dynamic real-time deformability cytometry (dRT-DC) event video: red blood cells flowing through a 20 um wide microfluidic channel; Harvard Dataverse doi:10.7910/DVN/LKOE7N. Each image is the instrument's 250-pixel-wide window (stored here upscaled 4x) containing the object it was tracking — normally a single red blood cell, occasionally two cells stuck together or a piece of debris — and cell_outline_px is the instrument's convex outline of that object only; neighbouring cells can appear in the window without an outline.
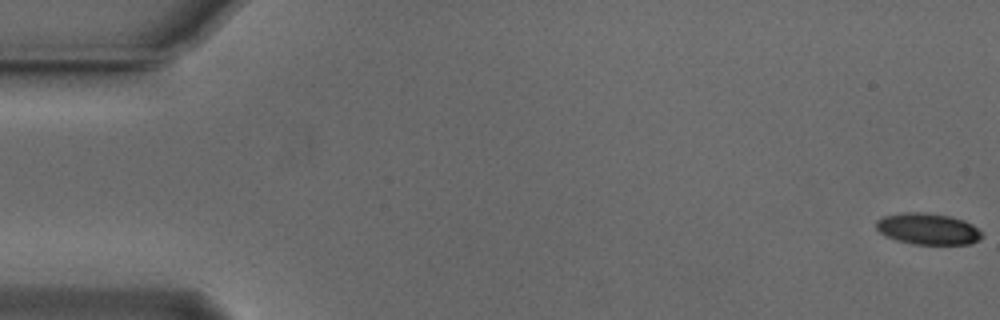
{"species": "Egyptian fruit bat (a non-hibernating species)", "species_latin": "Rousettus aegyptiacus", "temperature_condition": "cold", "stored_images_in_passage": 48, "camera_frame_rate_fps": 3000, "um_per_image_px": 0.085, "animal": {"sex": "male"}, "frame": {"image": 1, "passage_image": 1, "time_ms": 0.0, "image_size_px": [1000, 320], "cell_outline_px": [[980, 236], [976, 240], [968, 244], [912, 244], [896, 240], [884, 236], [876, 228], [876, 220], [884, 216], [904, 212], [924, 212], [952, 216], [964, 220], [972, 224], [980, 232]], "centroid_in_image_um": [78.81, 19.44], "position_along_channel_um": 6.2, "area_um2": 19.25}}
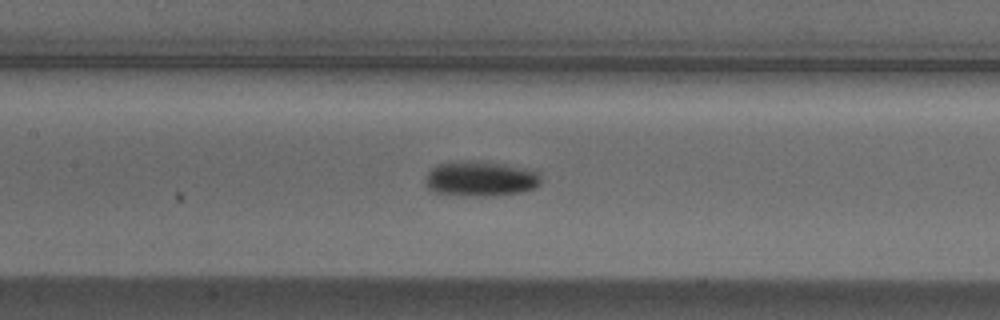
{"frame": {"image": 2, "passage_image": 26, "time_ms": 8.333, "image_size_px": [1000, 320], "cell_outline_px": [[540, 184], [536, 188], [520, 192], [492, 196], [476, 196], [432, 192], [428, 188], [424, 180], [424, 176], [436, 164], [456, 160], [480, 160], [528, 168], [536, 172], [540, 176]], "centroid_in_image_um": [40.81, 15.17], "position_along_channel_um": 166.6, "area_um2": 24.1}}
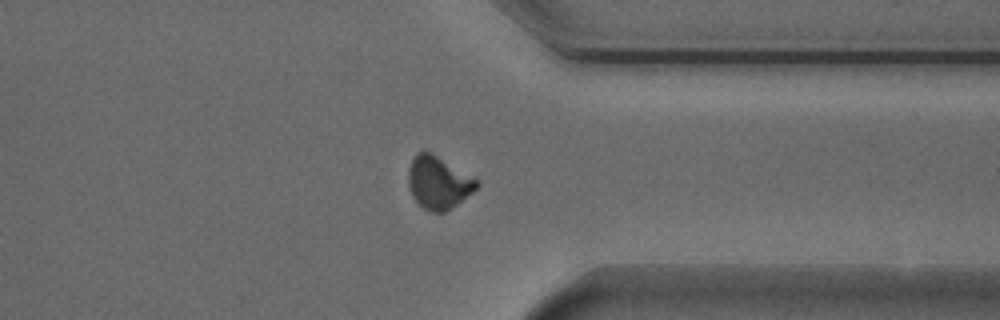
{"frame": {"image": 3, "passage_image": 43, "time_ms": 14.0, "image_size_px": [1000, 320], "cell_outline_px": [[480, 184], [472, 192], [452, 208], [444, 212], [428, 212], [412, 196], [408, 184], [408, 168], [416, 152], [432, 152], [476, 180]], "centroid_in_image_um": [37.22, 15.53], "position_along_channel_um": 374.2, "area_um2": 20.63}}